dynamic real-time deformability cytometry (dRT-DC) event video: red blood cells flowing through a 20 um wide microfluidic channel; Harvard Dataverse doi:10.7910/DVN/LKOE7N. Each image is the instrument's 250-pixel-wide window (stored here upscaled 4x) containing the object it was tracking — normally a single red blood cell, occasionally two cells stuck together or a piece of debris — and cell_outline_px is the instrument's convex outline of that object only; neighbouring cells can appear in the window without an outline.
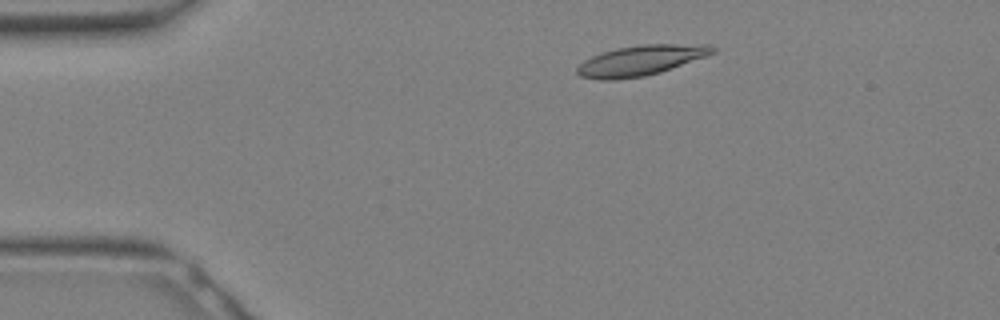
{"species": "Egyptian fruit bat (a non-hibernating species)", "species_latin": "Rousettus aegyptiacus", "temperature_condition": "warm", "stored_images_in_passage": 30, "camera_frame_rate_fps": 3000, "um_per_image_px": 0.085, "animal": {"sex": "female"}, "frame": {"image": 1, "passage_image": 4, "time_ms": 1.0, "image_size_px": [1000, 320], "cell_outline_px": [[716, 52], [660, 72], [644, 76], [612, 80], [604, 80], [580, 76], [576, 72], [576, 68], [584, 60], [592, 56], [616, 48], [644, 44], [712, 44], [716, 48]], "centroid_in_image_um": [54.47, 5.12], "position_along_channel_um": 30.5, "area_um2": 23.64}}
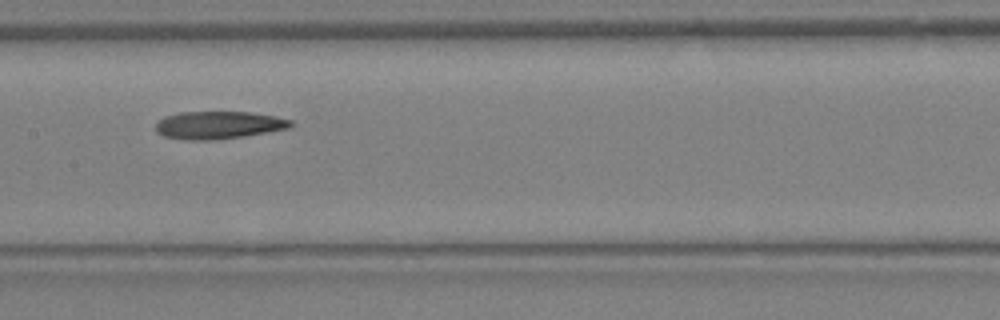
{"frame": {"image": 2, "passage_image": 14, "time_ms": 4.333, "image_size_px": [1000, 320], "cell_outline_px": [[296, 124], [292, 128], [244, 136], [212, 140], [184, 140], [164, 136], [156, 132], [156, 124], [164, 116], [180, 112], [248, 112], [276, 116], [292, 120]], "centroid_in_image_um": [18.62, 10.63], "position_along_channel_um": 188.8, "area_um2": 21.96}}
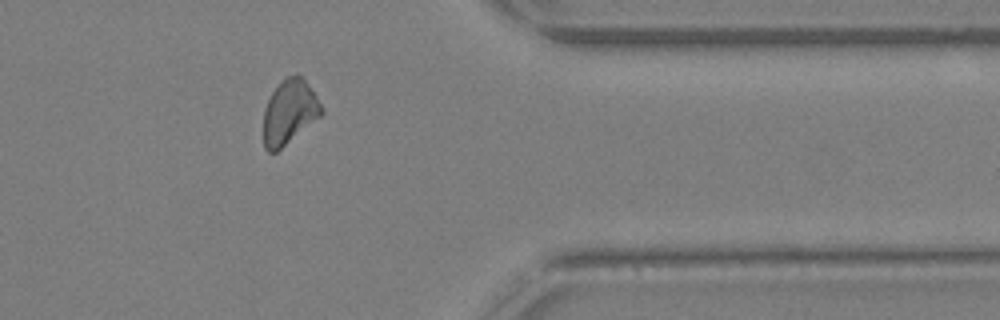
{"frame": {"image": 3, "passage_image": 24, "time_ms": 7.667, "image_size_px": [1000, 320], "cell_outline_px": [[324, 112], [320, 116], [276, 152], [268, 152], [264, 148], [264, 108], [272, 92], [288, 76], [300, 76], [308, 84], [316, 96]], "centroid_in_image_um": [24.58, 9.55], "position_along_channel_um": 386.8, "area_um2": 21.1}}